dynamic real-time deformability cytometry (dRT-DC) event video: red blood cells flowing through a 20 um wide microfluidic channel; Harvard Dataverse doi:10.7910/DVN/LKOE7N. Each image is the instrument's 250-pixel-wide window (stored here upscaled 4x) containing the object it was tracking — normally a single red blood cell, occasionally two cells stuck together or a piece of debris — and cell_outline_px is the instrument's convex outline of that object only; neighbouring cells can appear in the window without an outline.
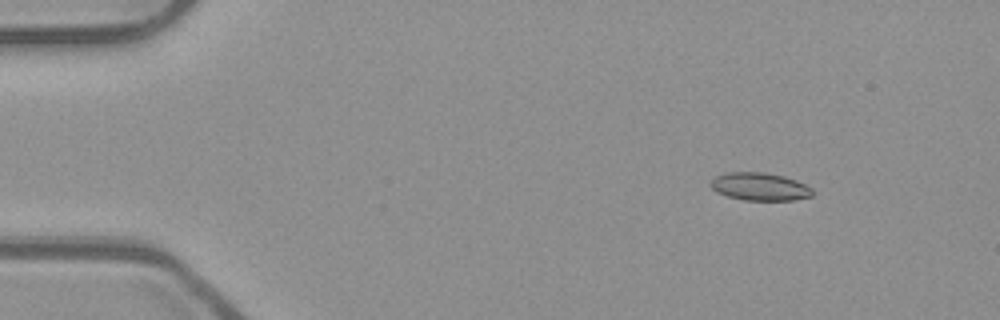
{"species": "common noctule bat (a hibernating species)", "species_latin": "Nyctalus noctula", "temperature_condition": "room temperature", "stored_images_in_passage": 54, "camera_frame_rate_fps": 3000, "um_per_image_px": 0.085, "animal": {"sex": "male", "body_mass_g": 23.1, "forearm_length_mm": 52.7}, "frame": {"image": 1, "passage_image": 7, "time_ms": 2.0, "image_size_px": [1000, 320], "cell_outline_px": [[816, 192], [812, 196], [796, 200], [744, 200], [728, 196], [716, 192], [708, 184], [716, 176], [724, 172], [764, 172], [784, 176], [796, 180], [812, 188]], "centroid_in_image_um": [64.6, 15.86], "position_along_channel_um": 20.4, "area_um2": 16.7}}
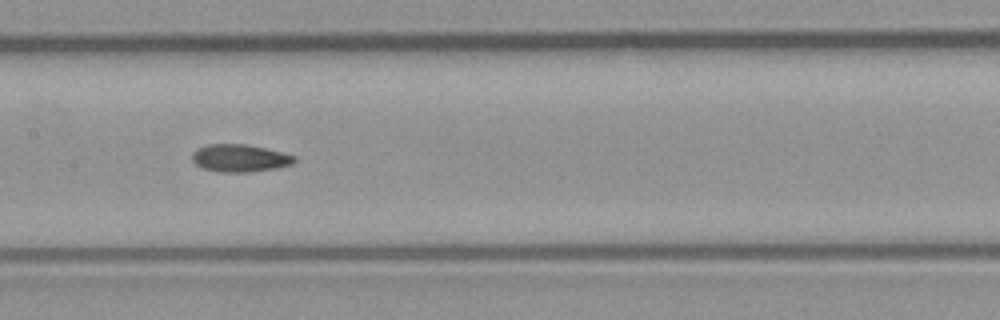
{"frame": {"image": 2, "passage_image": 27, "time_ms": 8.667, "image_size_px": [1000, 320], "cell_outline_px": [[296, 160], [292, 164], [276, 168], [248, 172], [220, 172], [204, 168], [196, 164], [192, 160], [192, 152], [196, 148], [208, 144], [244, 144], [264, 148], [296, 156]], "centroid_in_image_um": [20.36, 13.44], "position_along_channel_um": 187.0, "area_um2": 16.3}}
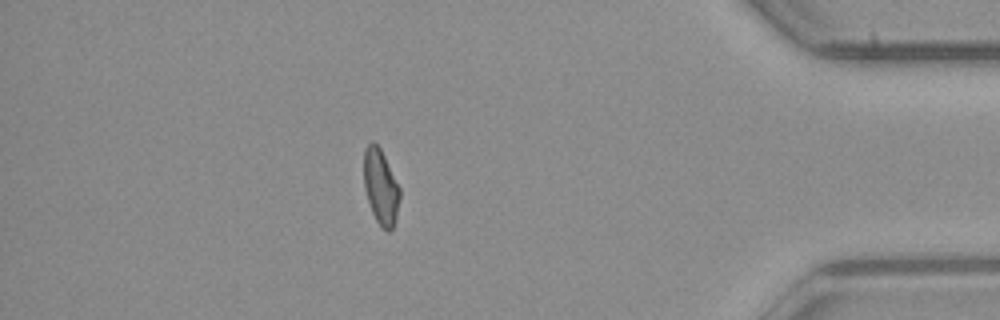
{"frame": {"image": 3, "passage_image": 47, "time_ms": 15.333, "image_size_px": [1000, 320], "cell_outline_px": [[400, 196], [396, 220], [392, 228], [388, 232], [376, 220], [372, 212], [364, 188], [364, 148], [372, 140], [380, 148], [400, 188]], "centroid_in_image_um": [32.36, 15.87], "position_along_channel_um": 402.8, "area_um2": 15.61}, "authors_computed_cell_mechanics": {"area_um2": 16.2996, "velocity_mm_per_s": 3.8935, "shape_relaxation_time_tau1_ms": null, "shape_relaxation_time_tau2_ms": 3.0159, "deformation_change_tau1": null, "deformation_change_tau2": 0.0819}}